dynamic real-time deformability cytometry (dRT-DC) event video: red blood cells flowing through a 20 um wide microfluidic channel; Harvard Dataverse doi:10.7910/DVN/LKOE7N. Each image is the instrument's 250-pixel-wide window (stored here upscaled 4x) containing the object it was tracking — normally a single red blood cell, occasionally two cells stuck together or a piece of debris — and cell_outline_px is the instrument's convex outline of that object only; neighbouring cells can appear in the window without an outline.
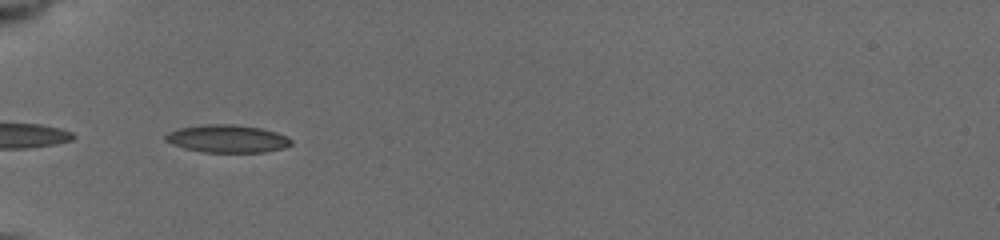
{"species": "common noctule bat (a hibernating species)", "species_latin": "Nyctalus noctula", "temperature_condition": "cold", "stored_images_in_passage": 12, "camera_frame_rate_fps": 3000, "um_per_image_px": 0.085, "animal": {"sex": "female", "body_mass_g": 19.5, "forearm_length_mm": 54.1}, "frame": {"image": 1, "passage_image": 1, "time_ms": 0.0, "image_size_px": [1000, 240], "cell_outline_px": [[292, 144], [284, 148], [264, 152], [200, 152], [184, 148], [172, 144], [164, 140], [164, 136], [168, 132], [180, 128], [204, 124], [236, 124], [260, 128], [276, 132], [288, 136], [292, 140]], "centroid_in_image_um": [19.32, 11.79], "position_along_channel_um": 65.7, "area_um2": 20.46}}
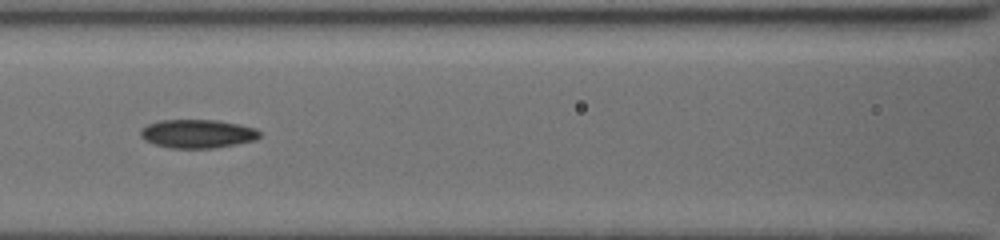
{"frame": {"image": 2, "passage_image": 7, "time_ms": 2.333, "image_size_px": [1000, 240], "cell_outline_px": [[260, 136], [256, 140], [236, 144], [212, 148], [168, 148], [152, 144], [144, 140], [140, 136], [140, 132], [148, 124], [160, 120], [216, 120], [256, 128], [260, 132]], "centroid_in_image_um": [16.77, 11.38], "position_along_channel_um": 149.8, "area_um2": 19.83}}
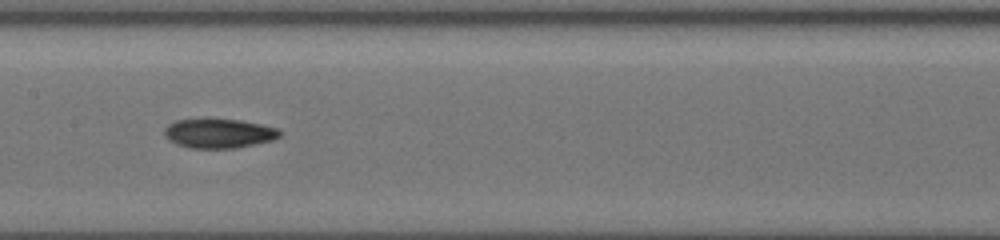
{"frame": {"image": 3, "passage_image": 10, "time_ms": 3.333, "image_size_px": [1000, 240], "cell_outline_px": [[280, 136], [272, 140], [236, 148], [188, 148], [176, 144], [168, 140], [164, 136], [164, 128], [168, 124], [176, 120], [204, 116], [208, 116], [240, 120], [260, 124], [276, 128], [280, 132]], "centroid_in_image_um": [18.51, 11.29], "position_along_channel_um": 188.9, "area_um2": 20.46}}